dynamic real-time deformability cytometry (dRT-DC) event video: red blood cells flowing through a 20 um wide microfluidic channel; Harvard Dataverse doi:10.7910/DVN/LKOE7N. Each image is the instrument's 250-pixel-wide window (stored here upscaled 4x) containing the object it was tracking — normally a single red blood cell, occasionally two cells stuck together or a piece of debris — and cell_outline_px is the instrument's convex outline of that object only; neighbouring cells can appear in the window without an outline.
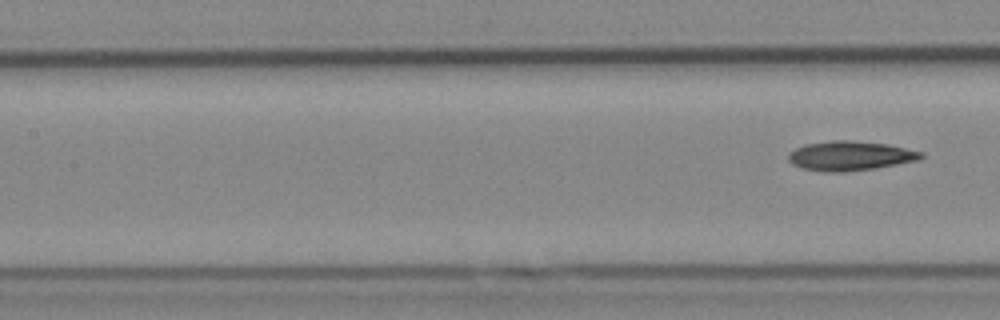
{"species": "Egyptian fruit bat (a non-hibernating species)", "species_latin": "Rousettus aegyptiacus", "temperature_condition": "cold", "stored_images_in_passage": 8, "segment_of_instrument_passage": [2, 2], "camera_frame_rate_fps": 3000, "um_per_image_px": 0.085, "animal": {"sex": "female"}, "frame": {"image": 1, "passage_image": 8, "time_ms": 9.333, "image_size_px": [1000, 320], "cell_outline_px": [[924, 156], [920, 160], [876, 168], [844, 172], [824, 172], [800, 168], [792, 164], [788, 160], [788, 152], [804, 144], [832, 140], [852, 140], [888, 144], [924, 152]], "centroid_in_image_um": [72.26, 13.24], "position_along_channel_um": 135.1, "area_um2": 23.12}}